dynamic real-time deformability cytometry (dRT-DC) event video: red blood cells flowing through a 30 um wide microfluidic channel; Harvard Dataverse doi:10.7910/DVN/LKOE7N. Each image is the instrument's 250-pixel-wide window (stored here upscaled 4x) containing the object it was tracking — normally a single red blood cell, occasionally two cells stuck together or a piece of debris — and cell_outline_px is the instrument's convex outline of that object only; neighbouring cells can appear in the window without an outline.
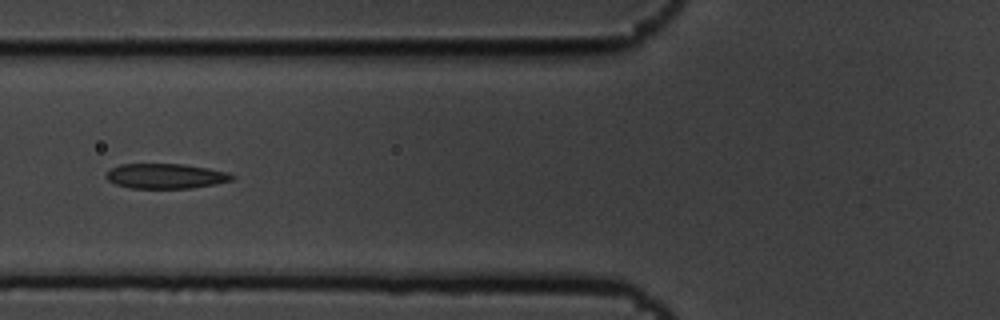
{"species": "common noctule bat (a hibernating species)", "species_latin": "Nyctalus noctula", "temperature_condition": "cold", "stored_images_in_passage": 9, "camera_frame_rate_fps": 3000, "um_per_image_px": 0.085, "animal": {"sex": "male", "body_mass_g": 19.5, "forearm_length_mm": 54.6}, "frame": {"image": 1, "passage_image": 7, "time_ms": 2.0, "image_size_px": [1000, 320], "cell_outline_px": [[236, 176], [232, 180], [216, 184], [192, 188], [132, 188], [116, 184], [108, 180], [104, 176], [112, 168], [120, 164], [184, 164], [208, 168], [228, 172]], "centroid_in_image_um": [14.11, 14.96], "position_along_channel_um": 111.7, "area_um2": 18.32}}
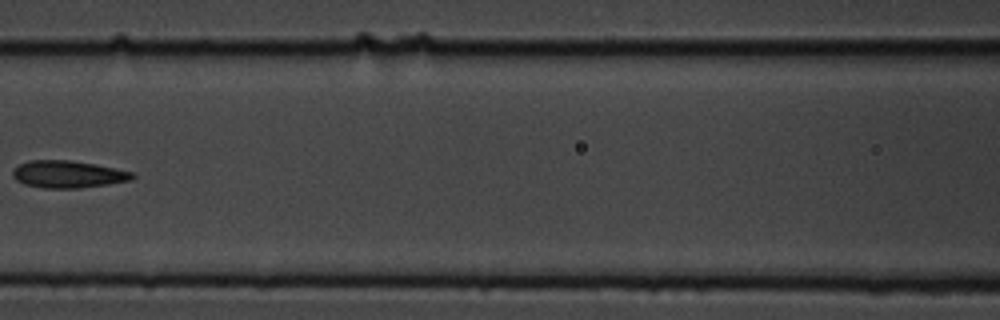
{"frame": {"image": 2, "passage_image": 8, "time_ms": 2.333, "image_size_px": [1000, 320], "cell_outline_px": [[136, 176], [132, 180], [108, 184], [80, 188], [44, 188], [24, 184], [16, 180], [12, 176], [12, 172], [20, 164], [28, 160], [72, 160], [96, 164], [132, 172]], "centroid_in_image_um": [5.78, 14.81], "position_along_channel_um": 160.8, "area_um2": 19.02}}
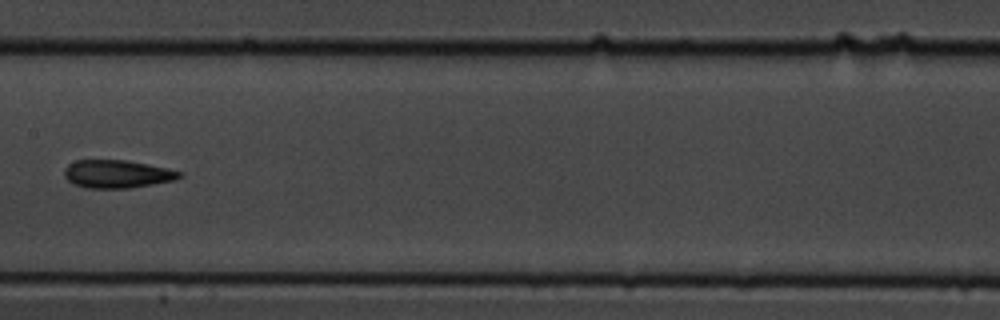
{"frame": {"image": 3, "passage_image": 9, "time_ms": 2.667, "image_size_px": [1000, 320], "cell_outline_px": [[184, 176], [176, 180], [128, 188], [84, 188], [72, 184], [64, 176], [64, 168], [68, 164], [76, 160], [124, 160], [184, 172]], "centroid_in_image_um": [9.93, 14.8], "position_along_channel_um": 197.5, "area_um2": 18.79}}